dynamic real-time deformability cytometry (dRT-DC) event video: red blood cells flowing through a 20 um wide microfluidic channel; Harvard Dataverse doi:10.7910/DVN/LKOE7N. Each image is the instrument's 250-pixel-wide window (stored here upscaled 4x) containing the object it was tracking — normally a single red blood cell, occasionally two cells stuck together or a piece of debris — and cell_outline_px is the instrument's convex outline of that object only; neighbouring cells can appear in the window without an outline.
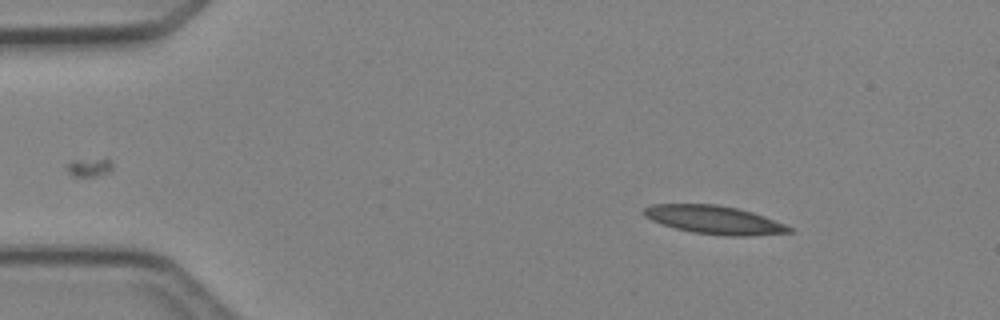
{"species": "Egyptian fruit bat (a non-hibernating species)", "species_latin": "Rousettus aegyptiacus", "temperature_condition": "cold", "stored_images_in_passage": 41, "camera_frame_rate_fps": 3000, "um_per_image_px": 0.085, "animal": {"sex": "female"}, "frame": {"image": 1, "passage_image": 6, "time_ms": 1.667, "image_size_px": [1000, 320], "cell_outline_px": [[796, 232], [752, 236], [724, 236], [692, 232], [676, 228], [652, 220], [644, 216], [640, 212], [644, 208], [652, 204], [716, 204], [736, 208], [752, 212], [764, 216], [784, 224], [792, 228]], "centroid_in_image_um": [60.73, 18.69], "position_along_channel_um": 24.3, "area_um2": 24.04}}
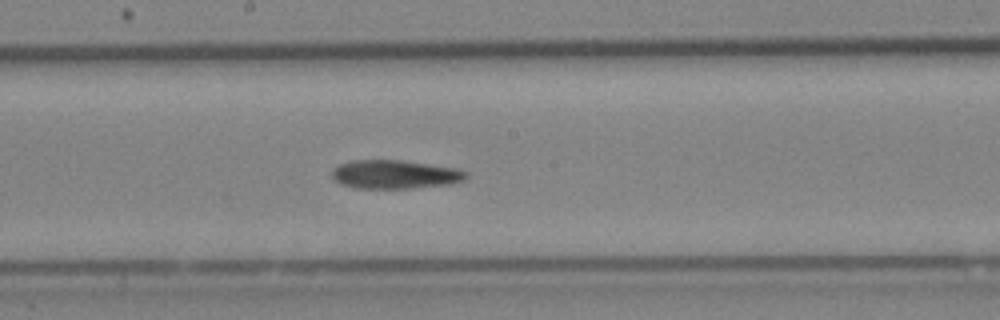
{"frame": {"image": 2, "passage_image": 25, "time_ms": 8.0, "image_size_px": [1000, 320], "cell_outline_px": [[468, 176], [464, 180], [448, 184], [412, 188], [356, 188], [340, 184], [332, 176], [332, 172], [340, 164], [352, 160], [400, 160], [456, 168], [468, 172]], "centroid_in_image_um": [33.58, 14.82], "position_along_channel_um": 214.6, "area_um2": 22.2}}
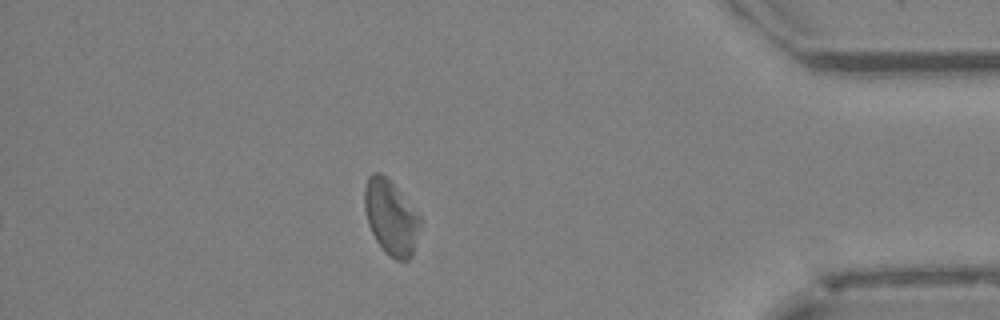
{"frame": {"image": 3, "passage_image": 41, "time_ms": 13.333, "image_size_px": [1000, 320], "cell_outline_px": [[420, 224], [412, 256], [408, 260], [396, 260], [388, 256], [384, 252], [376, 240], [368, 224], [364, 208], [364, 188], [368, 176], [372, 172], [380, 172], [392, 184], [420, 216]], "centroid_in_image_um": [33.19, 18.5], "position_along_channel_um": 402.0, "area_um2": 23.87}, "authors_computed_cell_mechanics": {"area_um2": 23.0622, "velocity_mm_per_s": 4.2295, "shape_relaxation_time_tau1_ms": 5.4557, "shape_relaxation_time_tau2_ms": 5.861, "deformation_change_tau1": 0.143, "deformation_change_tau2": 0.1542}}